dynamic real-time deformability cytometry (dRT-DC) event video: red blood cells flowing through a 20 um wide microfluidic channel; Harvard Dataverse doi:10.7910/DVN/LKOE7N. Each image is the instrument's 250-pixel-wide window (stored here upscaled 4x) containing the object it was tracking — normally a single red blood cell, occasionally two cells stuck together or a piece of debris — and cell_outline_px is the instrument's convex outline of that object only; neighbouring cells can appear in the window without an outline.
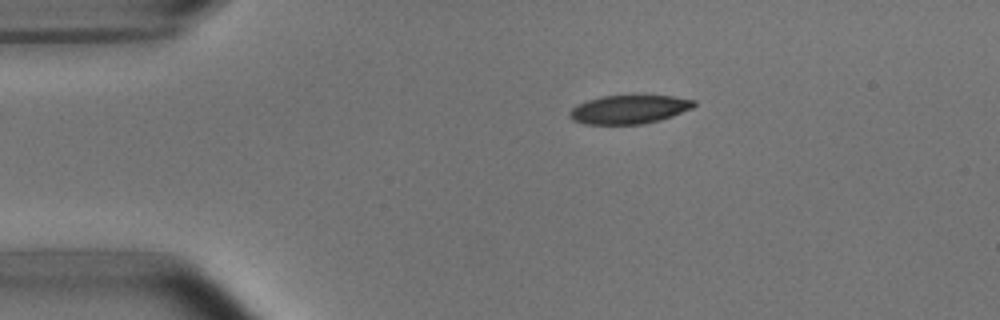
{"species": "common noctule bat (a hibernating species)", "species_latin": "Nyctalus noctula", "temperature_condition": "room temperature", "stored_images_in_passage": 5, "camera_frame_rate_fps": 3000, "um_per_image_px": 0.085, "animal": {"sex": "male", "body_mass_g": 15.6}, "frame": {"image": 1, "passage_image": 1, "time_ms": 0.0, "image_size_px": [1000, 320], "cell_outline_px": [[696, 104], [692, 108], [672, 116], [660, 120], [644, 124], [584, 124], [572, 120], [568, 116], [568, 112], [576, 104], [588, 100], [604, 96], [672, 96], [696, 100]], "centroid_in_image_um": [53.45, 9.31], "position_along_channel_um": 31.5, "area_um2": 20.75}}